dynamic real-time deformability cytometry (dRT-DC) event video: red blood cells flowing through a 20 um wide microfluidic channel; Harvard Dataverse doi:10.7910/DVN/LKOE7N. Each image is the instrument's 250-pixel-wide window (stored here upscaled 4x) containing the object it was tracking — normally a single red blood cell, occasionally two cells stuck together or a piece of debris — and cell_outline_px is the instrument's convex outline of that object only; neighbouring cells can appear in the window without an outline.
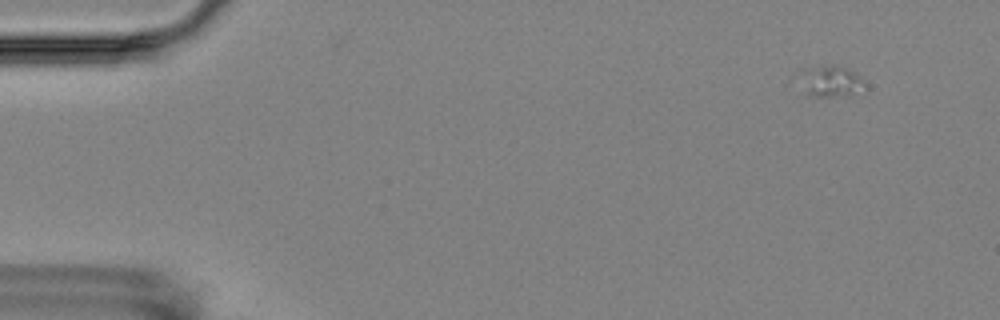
{"species": "Egyptian fruit bat (a non-hibernating species)", "species_latin": "Rousettus aegyptiacus", "temperature_condition": "room temperature", "stored_images_in_passage": 6, "camera_frame_rate_fps": 3000, "um_per_image_px": 0.085, "animal": {"sex": "female"}, "frame": {"image": 1, "passage_image": 2, "time_ms": 1.333, "image_size_px": [1000, 320], "cell_outline_px": [[860, 80], [852, 92], [828, 96], [816, 96], [808, 92], [800, 72], [804, 68], [832, 64], [840, 64], [860, 76]], "centroid_in_image_um": [70.51, 6.8], "position_along_channel_um": 14.5, "area_um2": 10.58}}